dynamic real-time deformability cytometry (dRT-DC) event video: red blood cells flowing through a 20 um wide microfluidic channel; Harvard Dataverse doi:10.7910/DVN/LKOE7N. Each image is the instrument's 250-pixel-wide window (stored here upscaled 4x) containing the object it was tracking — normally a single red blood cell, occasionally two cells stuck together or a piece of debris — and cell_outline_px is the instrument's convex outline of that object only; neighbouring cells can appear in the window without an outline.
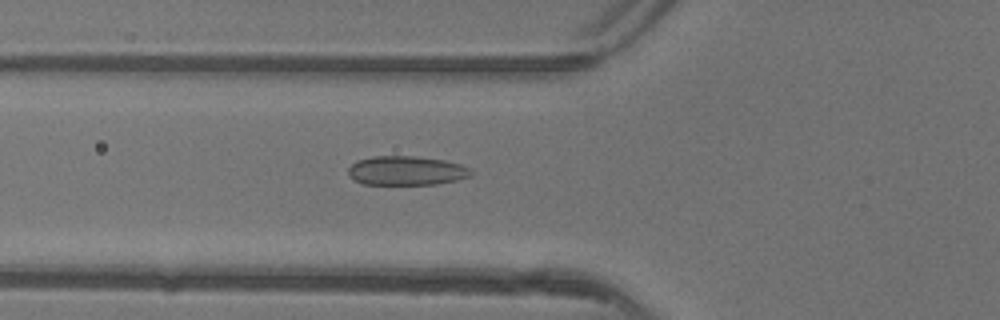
{"species": "common noctule bat (a hibernating species)", "species_latin": "Nyctalus noctula", "temperature_condition": "warm", "stored_images_in_passage": 34, "camera_frame_rate_fps": 3000, "um_per_image_px": 0.085, "animal": {"sex": "female"}, "frame": {"image": 1, "passage_image": 3, "time_ms": 0.667, "image_size_px": [1000, 320], "cell_outline_px": [[476, 172], [468, 176], [456, 180], [436, 184], [364, 184], [356, 180], [348, 172], [348, 168], [356, 160], [372, 156], [416, 156], [444, 160], [460, 164], [472, 168]], "centroid_in_image_um": [34.58, 14.49], "position_along_channel_um": 91.2, "area_um2": 20.87}}
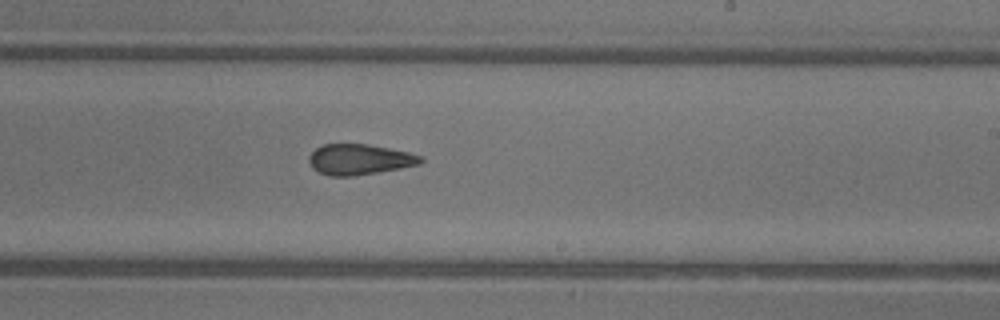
{"frame": {"image": 2, "passage_image": 15, "time_ms": 4.667, "image_size_px": [1000, 320], "cell_outline_px": [[424, 160], [420, 164], [400, 168], [352, 176], [328, 176], [312, 168], [308, 160], [308, 156], [320, 144], [368, 144], [408, 152], [424, 156]], "centroid_in_image_um": [30.54, 13.54], "position_along_channel_um": 258.5, "area_um2": 19.94}}
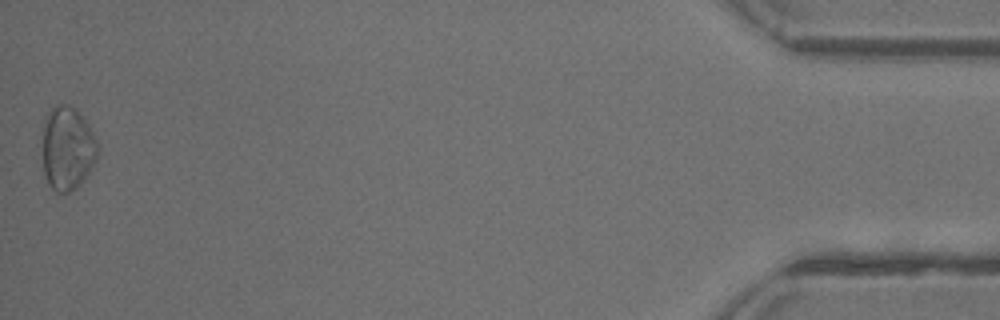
{"frame": {"image": 3, "passage_image": 34, "time_ms": 11.0, "image_size_px": [1000, 320], "cell_outline_px": [[100, 148], [96, 160], [80, 184], [72, 192], [56, 192], [48, 184], [44, 176], [44, 116], [56, 104], [68, 104], [88, 124]], "centroid_in_image_um": [5.74, 12.63], "position_along_channel_um": 429.5, "area_um2": 26.65}, "authors_computed_cell_mechanics": {"area_um2": 20.9525, "velocity_mm_per_s": 4.1671, "shape_relaxation_time_tau1_ms": null, "shape_relaxation_time_tau2_ms": 1.989, "deformation_change_tau1": null, "deformation_change_tau2": 0.0946}}